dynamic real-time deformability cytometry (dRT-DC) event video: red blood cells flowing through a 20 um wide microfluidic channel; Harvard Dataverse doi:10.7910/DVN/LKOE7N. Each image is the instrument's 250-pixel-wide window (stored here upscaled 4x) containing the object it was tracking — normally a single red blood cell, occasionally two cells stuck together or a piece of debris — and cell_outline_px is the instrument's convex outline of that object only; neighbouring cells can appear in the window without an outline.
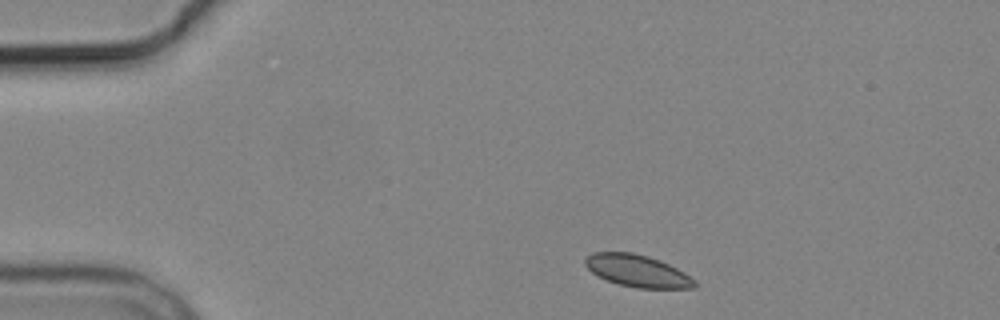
{"species": "common noctule bat (a hibernating species)", "species_latin": "Nyctalus noctula", "temperature_condition": "cold", "stored_images_in_passage": 4, "camera_frame_rate_fps": 3000, "um_per_image_px": 0.085, "animal": {"sex": "male", "body_mass_g": 19.2, "forearm_length_mm": 51.8}, "frame": {"image": 1, "passage_image": 1, "time_ms": 0.0, "image_size_px": [1000, 320], "cell_outline_px": [[696, 288], [636, 288], [620, 284], [596, 276], [584, 264], [584, 260], [592, 252], [632, 252], [648, 256], [660, 260], [684, 272], [696, 280]], "centroid_in_image_um": [54.18, 23.02], "position_along_channel_um": 30.8, "area_um2": 20.46}}
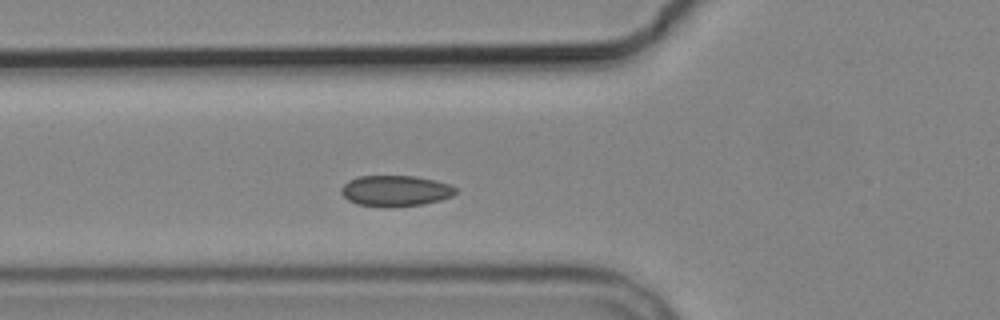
{"frame": {"image": 2, "passage_image": 4, "time_ms": 3.333, "image_size_px": [1000, 320], "cell_outline_px": [[460, 188], [452, 196], [440, 200], [424, 204], [388, 208], [356, 204], [348, 200], [340, 192], [340, 188], [348, 180], [360, 176], [416, 176], [436, 180]], "centroid_in_image_um": [33.62, 16.23], "position_along_channel_um": 92.2, "area_um2": 20.92}}